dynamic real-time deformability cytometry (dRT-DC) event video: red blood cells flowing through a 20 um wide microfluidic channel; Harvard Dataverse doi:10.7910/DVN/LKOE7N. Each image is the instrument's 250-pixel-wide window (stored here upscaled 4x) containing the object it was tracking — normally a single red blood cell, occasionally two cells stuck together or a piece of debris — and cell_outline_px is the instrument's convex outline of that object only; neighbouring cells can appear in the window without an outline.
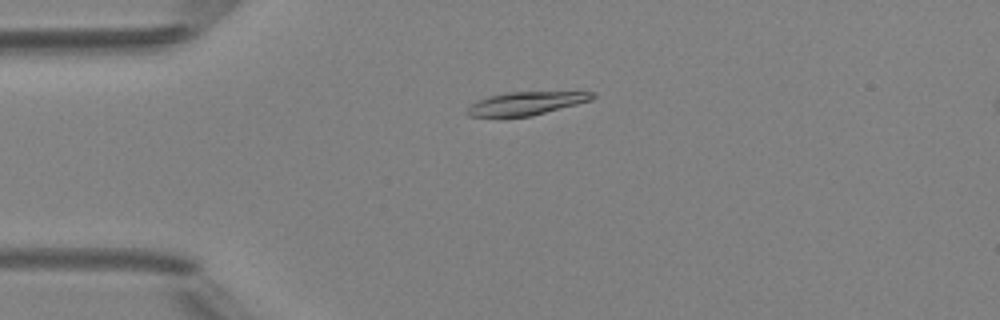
{"species": "Egyptian fruit bat (a non-hibernating species)", "species_latin": "Rousettus aegyptiacus", "temperature_condition": "room temperature", "stored_images_in_passage": 49, "camera_frame_rate_fps": 3000, "um_per_image_px": 0.085, "animal": {"sex": "female"}, "frame": {"image": 1, "passage_image": 12, "time_ms": 3.667, "image_size_px": [1000, 320], "cell_outline_px": [[596, 96], [592, 100], [532, 116], [468, 116], [464, 112], [472, 104], [488, 96], [508, 92], [596, 92]], "centroid_in_image_um": [44.75, 8.78], "position_along_channel_um": 40.3, "area_um2": 16.7}}
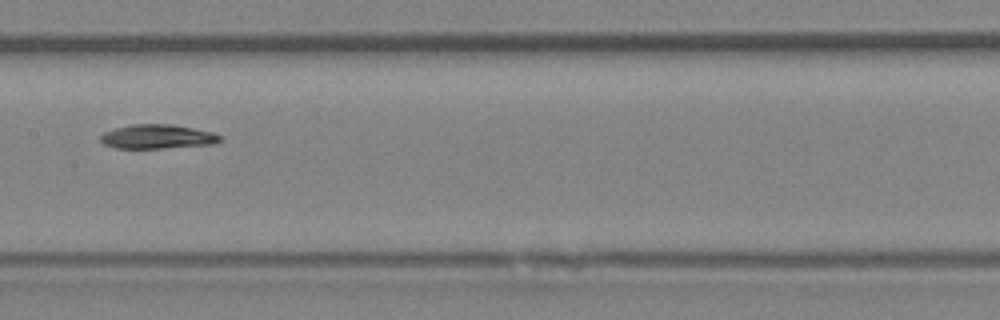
{"frame": {"image": 2, "passage_image": 25, "time_ms": 8.0, "image_size_px": [1000, 320], "cell_outline_px": [[220, 140], [216, 144], [164, 148], [116, 148], [104, 144], [100, 140], [100, 136], [104, 132], [116, 128], [132, 124], [172, 124], [212, 132], [220, 136]], "centroid_in_image_um": [13.37, 11.62], "position_along_channel_um": 194.0, "area_um2": 16.76}}
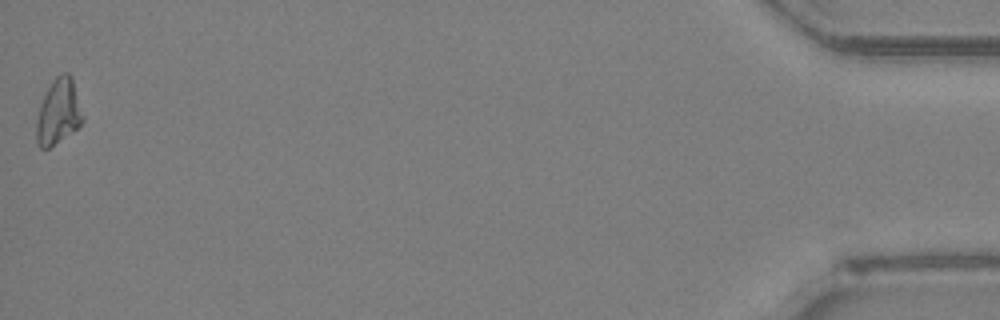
{"frame": {"image": 3, "passage_image": 49, "time_ms": 16.0, "image_size_px": [1000, 320], "cell_outline_px": [[84, 120], [76, 128], [48, 148], [40, 148], [36, 140], [36, 120], [40, 104], [52, 80], [56, 76], [64, 72], [68, 72], [72, 76], [84, 116]], "centroid_in_image_um": [4.97, 9.47], "position_along_channel_um": 430.2, "area_um2": 17.51}}